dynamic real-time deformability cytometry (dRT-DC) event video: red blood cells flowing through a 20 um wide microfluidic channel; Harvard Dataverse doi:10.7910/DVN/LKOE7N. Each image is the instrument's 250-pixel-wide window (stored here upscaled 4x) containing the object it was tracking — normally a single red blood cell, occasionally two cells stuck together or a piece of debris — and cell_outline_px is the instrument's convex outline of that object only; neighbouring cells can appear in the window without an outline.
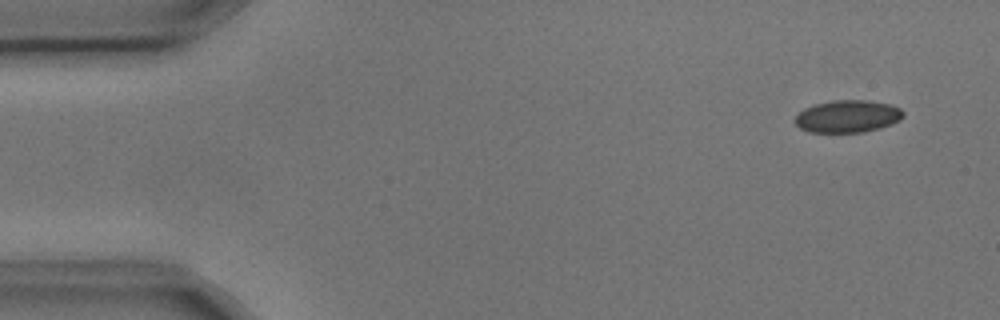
{"species": "common noctule bat (a hibernating species)", "species_latin": "Nyctalus noctula", "temperature_condition": "cold", "stored_images_in_passage": 4, "camera_frame_rate_fps": 3000, "um_per_image_px": 0.085, "animal": {"sex": "male", "body_mass_g": 17.9, "forearm_length_mm": 54.2}, "frame": {"image": 1, "passage_image": 1, "time_ms": 0.0, "image_size_px": [1000, 320], "cell_outline_px": [[904, 116], [900, 120], [892, 124], [880, 128], [864, 132], [808, 132], [800, 128], [796, 124], [796, 116], [804, 108], [812, 104], [832, 100], [868, 100], [892, 104], [900, 108], [904, 112]], "centroid_in_image_um": [72.08, 9.88], "position_along_channel_um": 12.9, "area_um2": 20.63}}
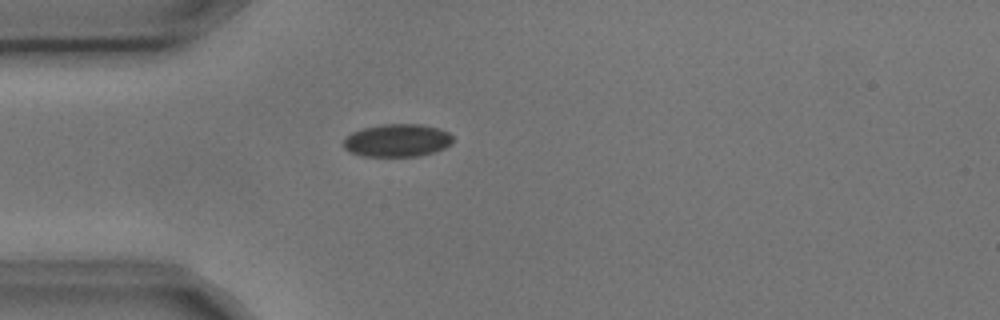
{"frame": {"image": 2, "passage_image": 4, "time_ms": 1.0, "image_size_px": [1000, 320], "cell_outline_px": [[452, 144], [444, 148], [432, 152], [416, 156], [360, 156], [348, 152], [344, 148], [344, 140], [352, 132], [364, 128], [380, 124], [420, 124], [440, 128], [448, 132], [452, 136]], "centroid_in_image_um": [33.76, 11.93], "position_along_channel_um": 51.2, "area_um2": 20.92}}